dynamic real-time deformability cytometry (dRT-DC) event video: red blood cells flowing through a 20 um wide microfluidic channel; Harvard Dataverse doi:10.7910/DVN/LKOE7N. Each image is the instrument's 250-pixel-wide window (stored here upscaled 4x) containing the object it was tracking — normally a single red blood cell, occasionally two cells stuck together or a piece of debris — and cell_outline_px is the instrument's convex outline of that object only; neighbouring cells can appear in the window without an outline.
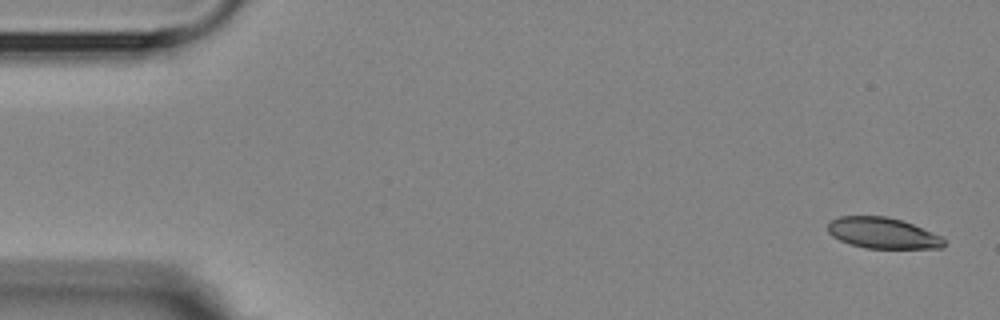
{"species": "Egyptian fruit bat (a non-hibernating species)", "species_latin": "Rousettus aegyptiacus", "temperature_condition": "room temperature", "stored_images_in_passage": 54, "camera_frame_rate_fps": 3000, "um_per_image_px": 0.085, "animal": {"sex": "female"}, "frame": {"image": 1, "passage_image": 1, "time_ms": 0.0, "image_size_px": [1000, 320], "cell_outline_px": [[944, 244], [940, 248], [864, 248], [840, 240], [832, 236], [828, 232], [828, 224], [832, 220], [840, 216], [884, 216], [900, 220], [912, 224], [940, 236], [944, 240]], "centroid_in_image_um": [74.99, 19.81], "position_along_channel_um": 10.0, "area_um2": 20.58}}
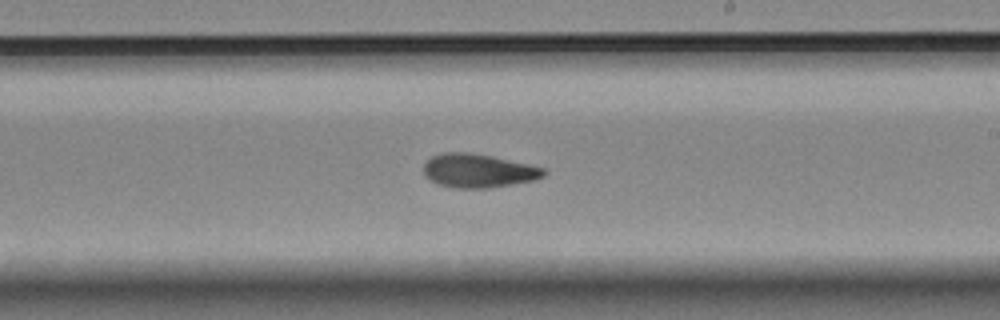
{"frame": {"image": 2, "passage_image": 31, "time_ms": 10.0, "image_size_px": [1000, 320], "cell_outline_px": [[548, 172], [544, 176], [532, 180], [512, 184], [488, 188], [456, 188], [436, 184], [428, 180], [424, 172], [424, 164], [432, 156], [444, 152], [468, 152], [492, 156], [528, 164], [544, 168]], "centroid_in_image_um": [40.63, 14.51], "position_along_channel_um": 248.4, "area_um2": 23.58}}
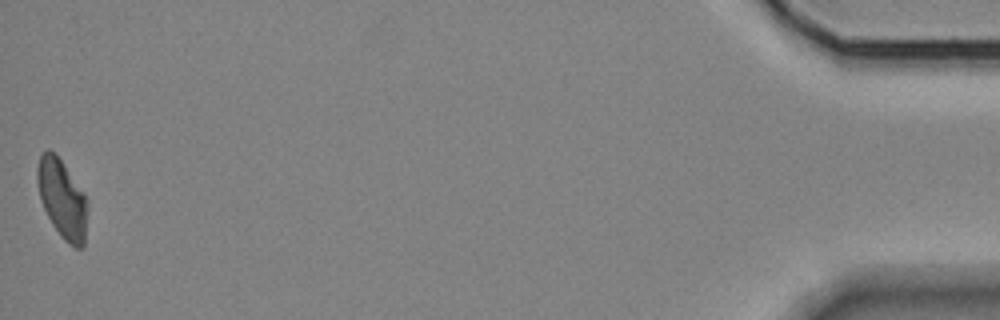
{"frame": {"image": 3, "passage_image": 54, "time_ms": 17.667, "image_size_px": [1000, 320], "cell_outline_px": [[88, 208], [84, 248], [76, 248], [68, 244], [60, 236], [52, 224], [40, 200], [36, 180], [36, 168], [40, 156], [48, 148], [60, 160], [84, 192], [88, 200]], "centroid_in_image_um": [5.3, 16.95], "position_along_channel_um": 429.9, "area_um2": 23.18}, "authors_computed_cell_mechanics": {"area_um2": 23.1778, "velocity_mm_per_s": 3.5939, "shape_relaxation_time_tau1_ms": 8.0243, "shape_relaxation_time_tau2_ms": 3.6433, "deformation_change_tau1": 0.1851, "deformation_change_tau2": 0.0972}}